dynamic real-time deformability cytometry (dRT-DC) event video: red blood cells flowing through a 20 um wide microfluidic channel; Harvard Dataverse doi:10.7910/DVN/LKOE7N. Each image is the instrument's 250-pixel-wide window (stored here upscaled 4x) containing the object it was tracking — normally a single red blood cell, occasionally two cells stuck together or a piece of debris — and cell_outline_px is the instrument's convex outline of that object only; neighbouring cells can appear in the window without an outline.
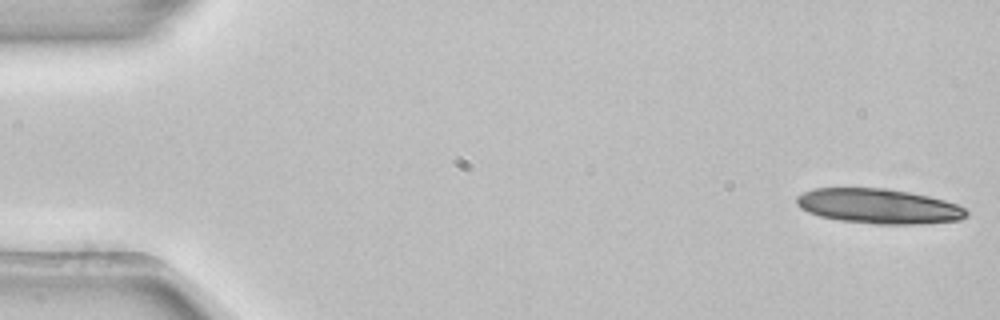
{"species": "common noctule bat (a hibernating species)", "species_latin": "Nyctalus noctula", "temperature_condition": "room temperature", "stored_images_in_passage": 15, "camera_frame_rate_fps": 3000, "um_per_image_px": 0.085, "animal": {"sex": "female", "body_mass_g": 22.7, "forearm_length_mm": 54.2}, "frame": {"image": 1, "passage_image": 1, "time_ms": 0.0, "image_size_px": [1000, 320], "cell_outline_px": [[968, 216], [960, 220], [920, 224], [872, 224], [840, 220], [820, 216], [808, 212], [800, 208], [796, 204], [796, 196], [812, 188], [888, 188], [928, 196], [944, 200], [956, 204], [964, 208], [968, 212]], "centroid_in_image_um": [74.67, 17.53], "position_along_channel_um": 10.3, "area_um2": 34.62}}